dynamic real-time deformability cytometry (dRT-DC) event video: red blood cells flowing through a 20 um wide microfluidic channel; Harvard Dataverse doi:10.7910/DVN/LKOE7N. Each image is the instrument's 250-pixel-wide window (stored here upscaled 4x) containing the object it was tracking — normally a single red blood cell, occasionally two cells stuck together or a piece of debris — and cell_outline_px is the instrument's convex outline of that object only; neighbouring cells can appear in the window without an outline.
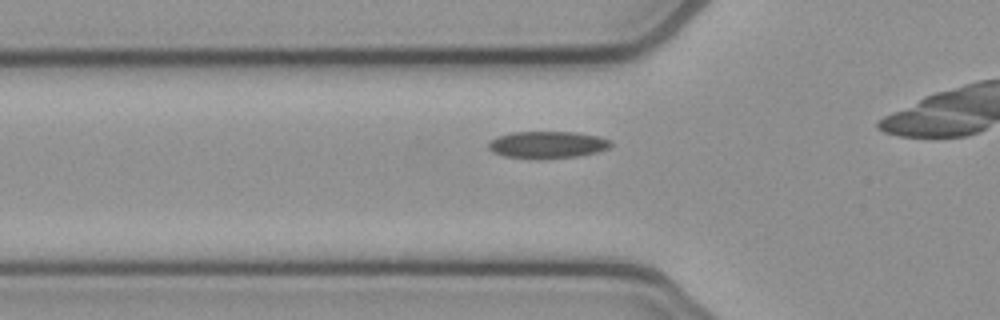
{"species": "common noctule bat (a hibernating species)", "species_latin": "Nyctalus noctula", "temperature_condition": "cold", "stored_images_in_passage": 34, "camera_frame_rate_fps": 3000, "um_per_image_px": 0.085, "animal": {"sex": "female", "body_mass_g": 21.9}, "frame": {"image": 1, "passage_image": 10, "time_ms": 3.0, "image_size_px": [1000, 320], "cell_outline_px": [[612, 144], [608, 148], [596, 152], [576, 156], [540, 160], [504, 156], [492, 152], [488, 148], [488, 140], [496, 136], [512, 132], [572, 132], [596, 136], [612, 140]], "centroid_in_image_um": [46.46, 12.31], "position_along_channel_um": 79.3, "area_um2": 19.48}}
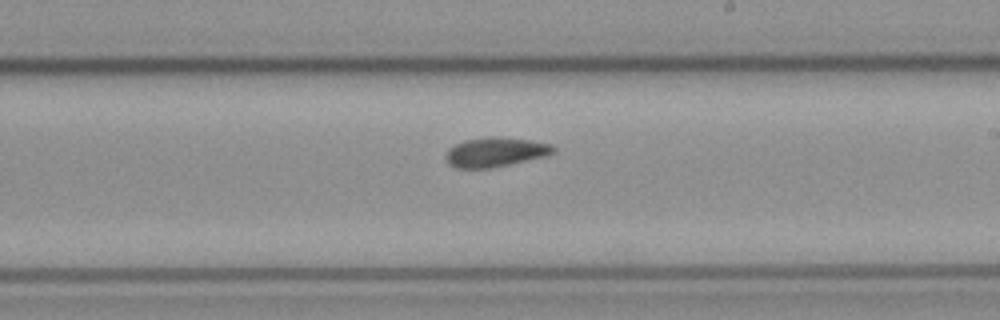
{"frame": {"image": 2, "passage_image": 23, "time_ms": 7.333, "image_size_px": [1000, 320], "cell_outline_px": [[556, 152], [548, 156], [492, 168], [456, 168], [448, 164], [444, 160], [444, 156], [448, 148], [464, 140], [496, 136], [532, 140], [552, 144], [556, 148]], "centroid_in_image_um": [42.13, 12.93], "position_along_channel_um": 246.9, "area_um2": 18.84}}
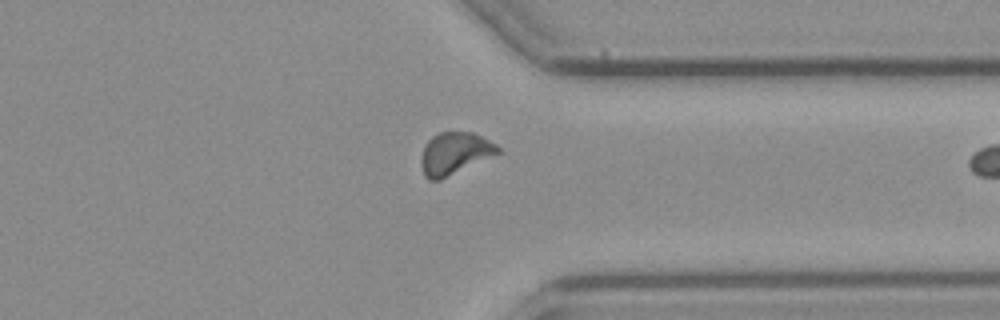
{"frame": {"image": 3, "passage_image": 33, "time_ms": 10.667, "image_size_px": [1000, 320], "cell_outline_px": [[500, 152], [440, 180], [428, 180], [424, 176], [420, 164], [420, 160], [424, 148], [428, 140], [432, 136], [440, 132], [472, 132], [496, 144], [500, 148]], "centroid_in_image_um": [38.6, 13.04], "position_along_channel_um": 372.8, "area_um2": 18.61}}